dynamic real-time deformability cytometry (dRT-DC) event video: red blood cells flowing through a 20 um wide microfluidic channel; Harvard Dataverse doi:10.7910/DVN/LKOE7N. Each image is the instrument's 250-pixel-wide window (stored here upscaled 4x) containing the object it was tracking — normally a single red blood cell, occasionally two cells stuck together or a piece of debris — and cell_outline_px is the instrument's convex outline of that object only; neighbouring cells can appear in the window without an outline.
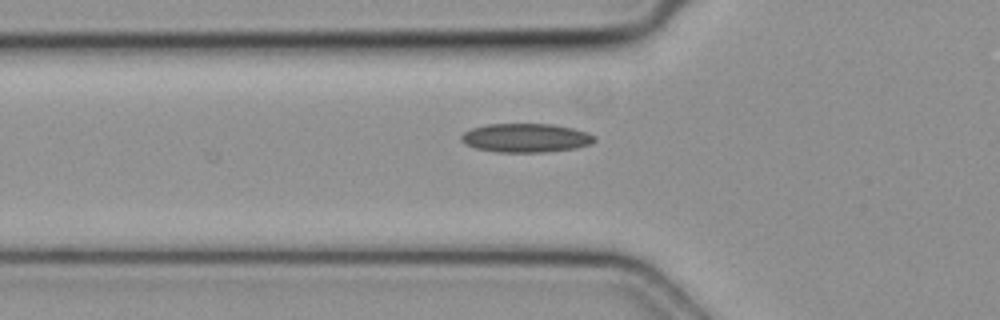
{"species": "common noctule bat (a hibernating species)", "species_latin": "Nyctalus noctula", "temperature_condition": "cold", "stored_images_in_passage": 14, "camera_frame_rate_fps": 3000, "um_per_image_px": 0.085, "animal": {"sex": "female", "body_mass_g": 19.3, "forearm_length_mm": 54.1}, "frame": {"image": 1, "passage_image": 3, "time_ms": 0.667, "image_size_px": [1000, 320], "cell_outline_px": [[596, 140], [592, 144], [576, 148], [544, 152], [496, 152], [476, 148], [464, 144], [460, 140], [460, 136], [464, 132], [472, 128], [488, 124], [552, 124], [572, 128], [588, 132], [596, 136]], "centroid_in_image_um": [44.71, 11.72], "position_along_channel_um": 81.1, "area_um2": 22.54}}